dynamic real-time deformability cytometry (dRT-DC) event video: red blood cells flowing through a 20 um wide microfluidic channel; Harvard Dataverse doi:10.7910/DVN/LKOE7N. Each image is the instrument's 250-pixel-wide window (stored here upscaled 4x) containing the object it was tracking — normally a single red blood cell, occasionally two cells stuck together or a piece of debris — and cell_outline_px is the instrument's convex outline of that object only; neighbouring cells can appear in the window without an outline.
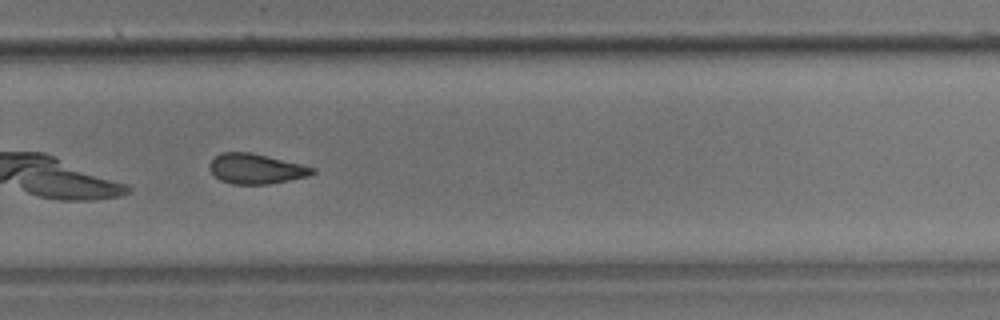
{"species": "common noctule bat (a hibernating species)", "species_latin": "Nyctalus noctula", "temperature_condition": "room temperature", "stored_images_in_passage": 30, "camera_frame_rate_fps": 3000, "um_per_image_px": 0.085, "animal": {"sex": "male", "body_mass_g": 17.9}, "frame": {"image": 1, "passage_image": 18, "time_ms": 5.667, "image_size_px": [1000, 320], "cell_outline_px": [[316, 172], [308, 176], [268, 184], [232, 184], [220, 180], [208, 168], [208, 164], [220, 152], [248, 152], [300, 164], [316, 168]], "centroid_in_image_um": [21.73, 14.35], "position_along_channel_um": 308.1, "area_um2": 17.8}}